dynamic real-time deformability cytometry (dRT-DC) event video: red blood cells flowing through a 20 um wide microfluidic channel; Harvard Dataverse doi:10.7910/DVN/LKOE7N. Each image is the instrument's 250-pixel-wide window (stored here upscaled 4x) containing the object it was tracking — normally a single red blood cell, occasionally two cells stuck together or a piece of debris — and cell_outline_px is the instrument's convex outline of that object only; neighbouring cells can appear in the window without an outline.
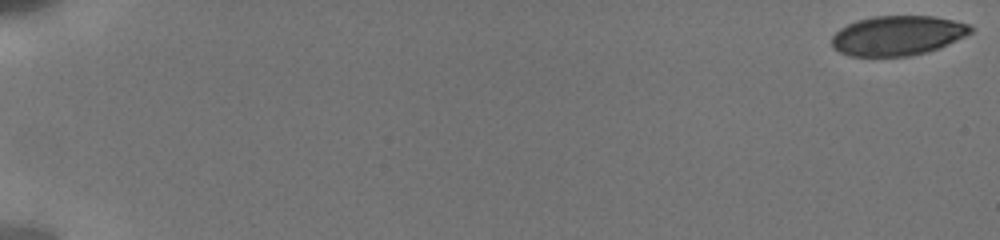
{"species": "human", "species_latin": "Homo sapiens", "temperature_condition": "cold", "stored_images_in_passage": 25, "camera_frame_rate_fps": 3000, "um_per_image_px": 0.085, "donor": {"sex": "male"}, "frame": {"image": 1, "passage_image": 1, "time_ms": 0.0, "image_size_px": [1000, 240], "cell_outline_px": [[972, 32], [940, 48], [928, 52], [912, 56], [852, 56], [840, 52], [832, 48], [832, 36], [840, 28], [856, 20], [872, 16], [932, 16], [952, 20], [968, 24], [972, 28]], "centroid_in_image_um": [76.27, 3.03], "position_along_channel_um": 8.7, "area_um2": 32.14}}
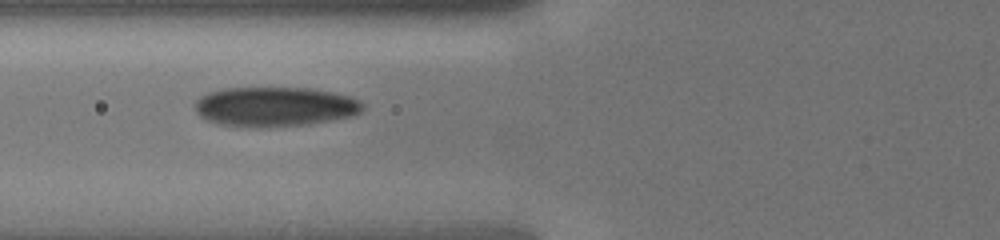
{"frame": {"image": 2, "passage_image": 18, "time_ms": 7.667, "image_size_px": [1000, 240], "cell_outline_px": [[364, 108], [360, 112], [352, 116], [332, 120], [308, 124], [264, 128], [256, 128], [220, 124], [208, 120], [200, 116], [196, 112], [196, 100], [200, 96], [208, 92], [224, 88], [312, 88], [352, 96], [360, 100], [364, 104]], "centroid_in_image_um": [23.39, 9.07], "position_along_channel_um": 102.4, "area_um2": 39.07}}
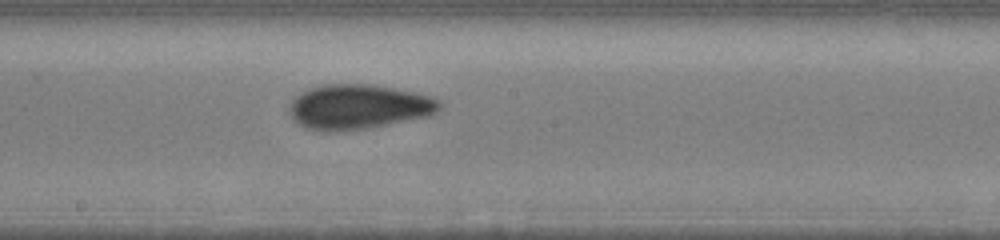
{"frame": {"image": 3, "passage_image": 25, "time_ms": 10.667, "image_size_px": [1000, 240], "cell_outline_px": [[444, 104], [432, 116], [364, 128], [336, 132], [324, 132], [304, 128], [292, 120], [288, 112], [288, 108], [292, 100], [296, 96], [312, 88], [324, 84], [372, 84], [416, 92], [432, 96], [440, 100]], "centroid_in_image_um": [30.48, 9.09], "position_along_channel_um": 217.7, "area_um2": 39.59}}